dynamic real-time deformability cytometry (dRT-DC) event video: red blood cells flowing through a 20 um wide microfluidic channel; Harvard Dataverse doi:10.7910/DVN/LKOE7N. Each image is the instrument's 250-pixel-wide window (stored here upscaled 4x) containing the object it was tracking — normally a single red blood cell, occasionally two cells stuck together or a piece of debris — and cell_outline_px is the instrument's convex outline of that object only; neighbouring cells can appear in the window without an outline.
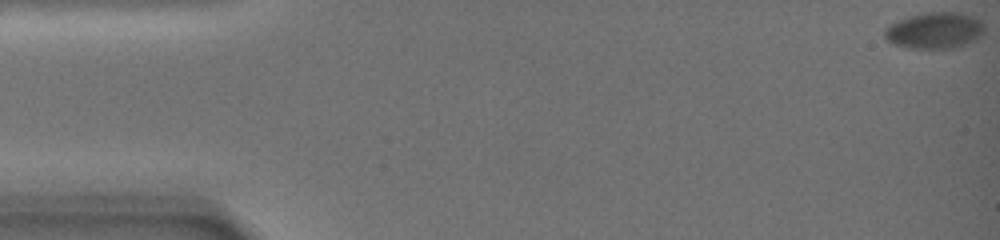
{"species": "common noctule bat (a hibernating species)", "species_latin": "Nyctalus noctula", "temperature_condition": "warm", "stored_images_in_passage": 48, "camera_frame_rate_fps": 3000, "um_per_image_px": 0.085, "animal": {"sex": "female", "body_mass_g": 19.0, "forearm_length_mm": 51.5}, "frame": {"image": 1, "passage_image": 1, "time_ms": 0.0, "image_size_px": [1000, 240], "cell_outline_px": [[984, 32], [976, 40], [956, 48], [908, 48], [896, 44], [888, 40], [884, 36], [884, 28], [908, 16], [928, 12], [956, 12], [972, 16], [980, 20], [984, 28]], "centroid_in_image_um": [79.47, 2.59], "position_along_channel_um": 5.5, "area_um2": 20.98}}
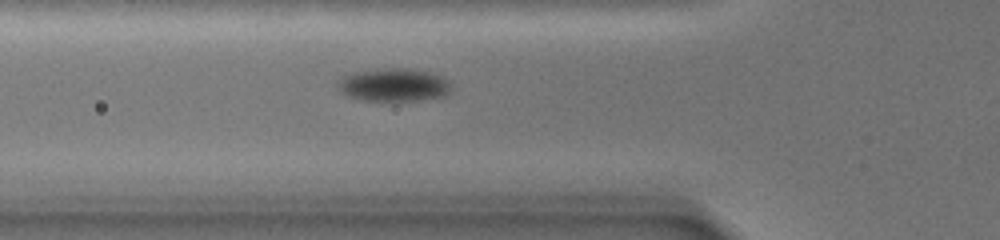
{"frame": {"image": 2, "passage_image": 34, "time_ms": 8.333, "image_size_px": [1000, 240], "cell_outline_px": [[452, 92], [444, 96], [416, 100], [364, 100], [348, 96], [340, 92], [336, 88], [336, 84], [344, 76], [352, 72], [384, 68], [404, 68], [432, 72], [444, 76], [448, 80], [452, 88]], "centroid_in_image_um": [33.49, 7.2], "position_along_channel_um": 92.3, "area_um2": 22.02}}
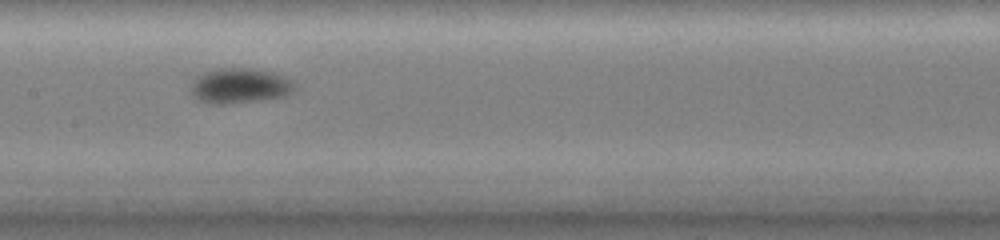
{"frame": {"image": 3, "passage_image": 47, "time_ms": 11.667, "image_size_px": [1000, 240], "cell_outline_px": [[296, 88], [288, 96], [264, 100], [224, 104], [212, 104], [196, 100], [192, 96], [192, 80], [196, 76], [204, 72], [220, 68], [252, 68], [272, 72], [284, 76], [292, 80], [296, 84]], "centroid_in_image_um": [20.4, 7.3], "position_along_channel_um": 187.0, "area_um2": 21.68}}